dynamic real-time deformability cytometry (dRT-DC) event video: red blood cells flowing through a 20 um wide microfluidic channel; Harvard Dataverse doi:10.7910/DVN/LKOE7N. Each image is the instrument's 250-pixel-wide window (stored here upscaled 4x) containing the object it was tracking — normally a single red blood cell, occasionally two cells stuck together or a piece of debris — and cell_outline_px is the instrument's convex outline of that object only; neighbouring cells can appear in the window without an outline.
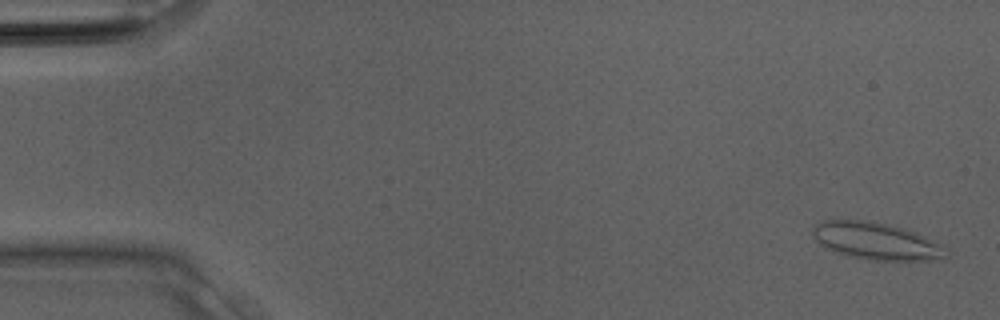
{"species": "Egyptian fruit bat (a non-hibernating species)", "species_latin": "Rousettus aegyptiacus", "temperature_condition": "room temperature", "stored_images_in_passage": 21, "camera_frame_rate_fps": 3000, "um_per_image_px": 0.085, "animal": {"sex": "male"}, "frame": {"image": 1, "passage_image": 1, "time_ms": 0.0, "image_size_px": [1000, 320], "cell_outline_px": [[948, 256], [928, 260], [868, 260], [848, 256], [836, 252], [820, 244], [816, 240], [812, 232], [812, 228], [820, 220], [868, 220], [904, 228], [916, 232], [944, 244], [948, 252]], "centroid_in_image_um": [74.5, 20.48], "position_along_channel_um": 10.5, "area_um2": 29.02}}
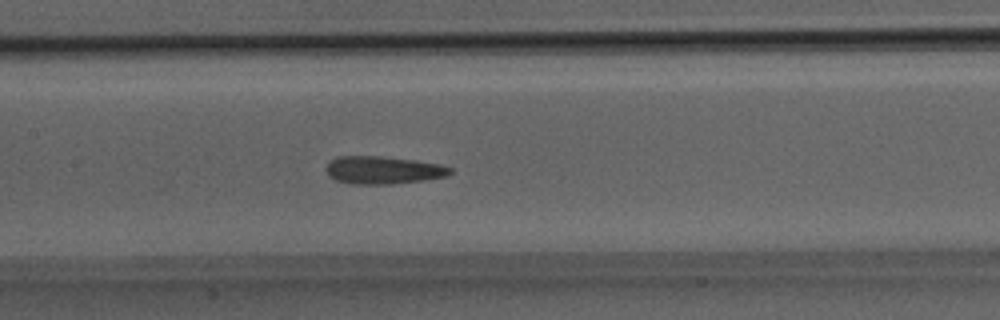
{"frame": {"image": 2, "passage_image": 15, "time_ms": 4.667, "image_size_px": [1000, 320], "cell_outline_px": [[452, 172], [444, 176], [424, 180], [392, 184], [352, 184], [336, 180], [328, 176], [324, 168], [328, 160], [336, 156], [380, 156], [416, 160], [440, 164], [452, 168]], "centroid_in_image_um": [32.49, 14.45], "position_along_channel_um": 174.9, "area_um2": 20.29}}
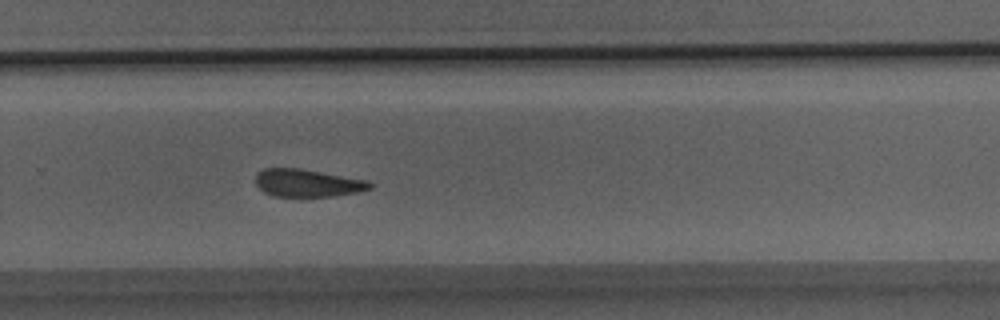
{"frame": {"image": 3, "passage_image": 21, "time_ms": 6.667, "image_size_px": [1000, 320], "cell_outline_px": [[372, 188], [360, 192], [332, 196], [272, 196], [264, 192], [256, 184], [256, 172], [264, 168], [300, 168], [368, 180], [372, 184]], "centroid_in_image_um": [26.14, 15.55], "position_along_channel_um": 303.7, "area_um2": 18.5}}